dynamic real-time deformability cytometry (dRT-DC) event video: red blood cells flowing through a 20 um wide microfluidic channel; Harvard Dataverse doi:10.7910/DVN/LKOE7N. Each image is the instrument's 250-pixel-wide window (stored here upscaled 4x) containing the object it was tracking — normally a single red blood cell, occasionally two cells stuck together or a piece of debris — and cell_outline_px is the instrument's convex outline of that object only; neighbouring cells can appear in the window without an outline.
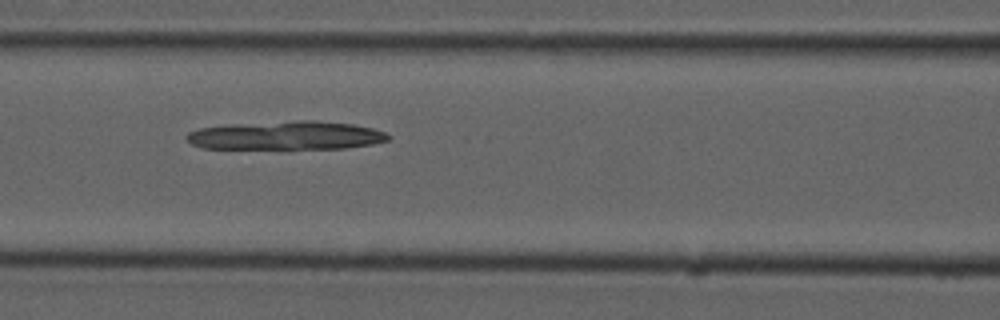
{"species": "common noctule bat (a hibernating species)", "species_latin": "Nyctalus noctula", "temperature_condition": "cold", "stored_images_in_passage": 54, "camera_frame_rate_fps": 3000, "um_per_image_px": 0.085, "animal": {"sex": "male", "forearm_length_mm": 52.5}, "frame": {"image": 1, "passage_image": 23, "time_ms": 7.333, "image_size_px": [1000, 320], "cell_outline_px": [[392, 136], [388, 140], [372, 144], [348, 148], [204, 148], [192, 144], [188, 140], [188, 132], [200, 128], [232, 124], [300, 120], [312, 120], [352, 124], [372, 128], [384, 132]], "centroid_in_image_um": [24.37, 11.51], "position_along_channel_um": 142.2, "area_um2": 33.23}}
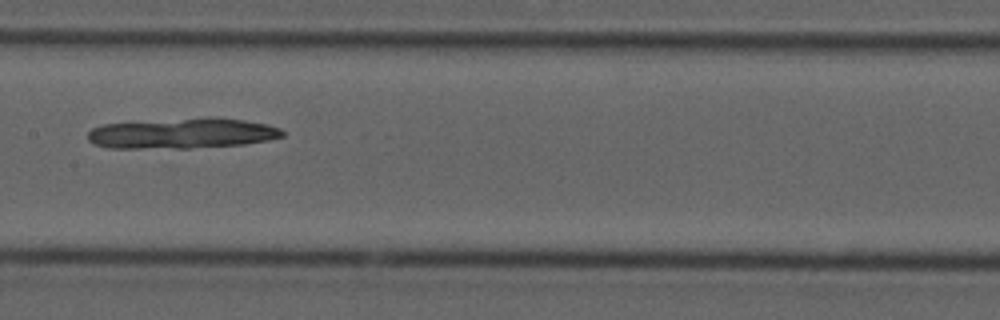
{"frame": {"image": 2, "passage_image": 27, "time_ms": 8.667, "image_size_px": [1000, 320], "cell_outline_px": [[284, 136], [268, 140], [244, 144], [192, 148], [108, 148], [92, 144], [88, 140], [88, 132], [92, 128], [104, 124], [208, 116], [216, 116], [244, 120], [264, 124], [280, 128], [284, 132]], "centroid_in_image_um": [15.49, 11.33], "position_along_channel_um": 191.9, "area_um2": 34.85}}
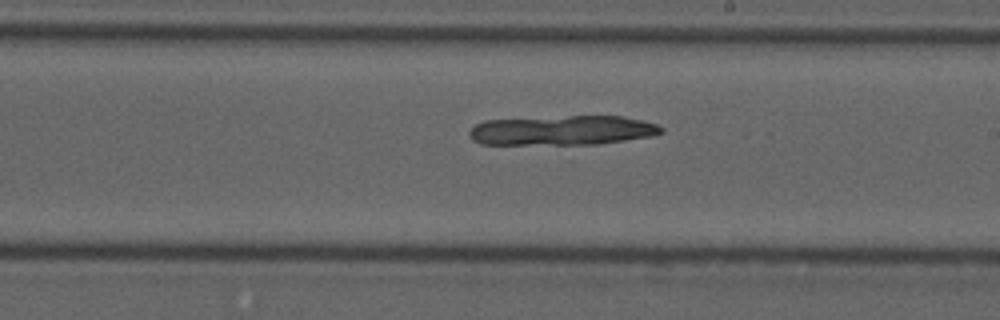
{"frame": {"image": 3, "passage_image": 31, "time_ms": 10.0, "image_size_px": [1000, 320], "cell_outline_px": [[664, 132], [652, 136], [596, 144], [480, 144], [472, 140], [468, 132], [476, 124], [484, 120], [568, 116], [624, 116], [656, 124], [664, 128]], "centroid_in_image_um": [47.79, 11.08], "position_along_channel_um": 241.2, "area_um2": 33.06}}